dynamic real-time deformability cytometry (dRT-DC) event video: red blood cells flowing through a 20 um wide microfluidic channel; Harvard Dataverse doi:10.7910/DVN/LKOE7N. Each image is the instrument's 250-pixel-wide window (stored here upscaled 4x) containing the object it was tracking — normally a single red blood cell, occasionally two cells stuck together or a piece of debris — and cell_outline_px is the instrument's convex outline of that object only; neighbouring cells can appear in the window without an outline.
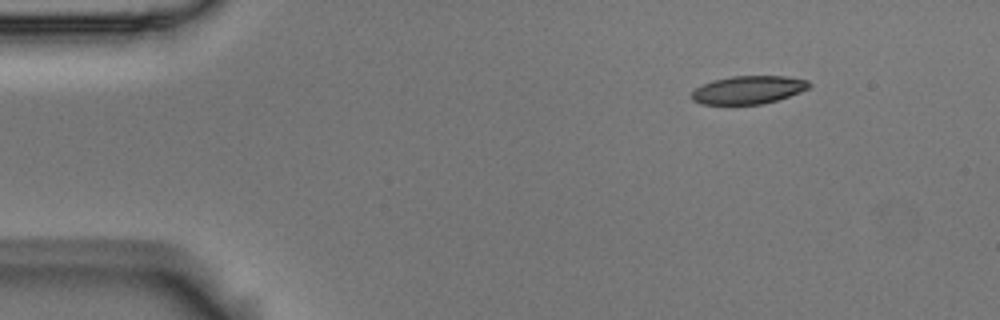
{"species": "Egyptian fruit bat (a non-hibernating species)", "species_latin": "Rousettus aegyptiacus", "temperature_condition": "room temperature", "stored_images_in_passage": 11, "camera_frame_rate_fps": 3000, "um_per_image_px": 0.085, "animal": {"sex": "male"}, "frame": {"image": 1, "passage_image": 1, "time_ms": 0.0, "image_size_px": [1000, 320], "cell_outline_px": [[812, 84], [808, 88], [800, 92], [764, 104], [700, 104], [692, 100], [688, 96], [696, 88], [712, 80], [732, 76], [784, 76], [808, 80]], "centroid_in_image_um": [63.58, 7.64], "position_along_channel_um": 21.4, "area_um2": 19.25}}
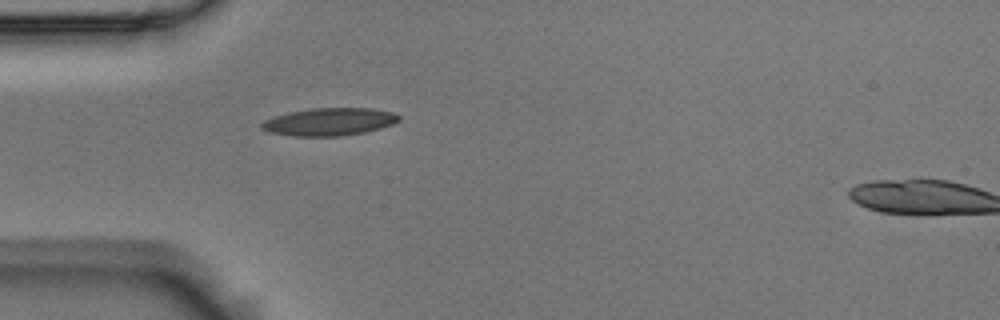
{"frame": {"image": 2, "passage_image": 10, "time_ms": 3.0, "image_size_px": [1000, 320], "cell_outline_px": [[400, 120], [392, 124], [380, 128], [364, 132], [340, 136], [292, 136], [268, 132], [260, 128], [260, 124], [264, 120], [288, 112], [312, 108], [368, 108], [392, 112], [400, 116]], "centroid_in_image_um": [27.96, 10.35], "position_along_channel_um": 57.0, "area_um2": 22.08}}